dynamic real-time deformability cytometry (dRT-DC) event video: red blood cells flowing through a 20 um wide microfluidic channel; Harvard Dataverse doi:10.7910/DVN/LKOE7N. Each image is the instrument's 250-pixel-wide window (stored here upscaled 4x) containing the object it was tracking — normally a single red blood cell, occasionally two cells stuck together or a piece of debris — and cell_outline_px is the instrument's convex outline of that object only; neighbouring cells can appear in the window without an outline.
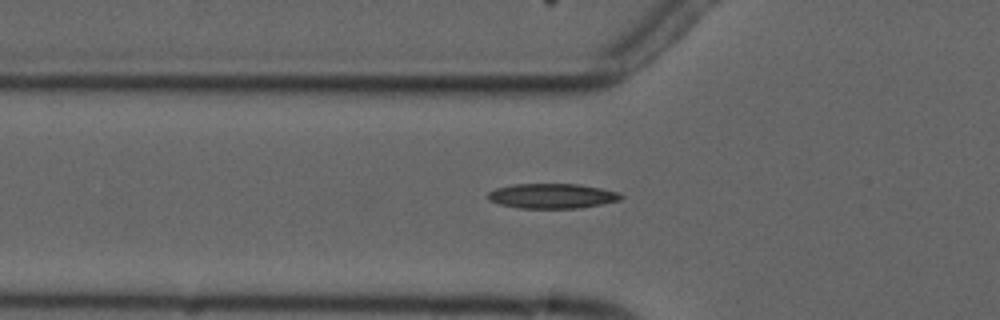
{"species": "common noctule bat (a hibernating species)", "species_latin": "Nyctalus noctula", "temperature_condition": "cold", "stored_images_in_passage": 6, "camera_frame_rate_fps": 3000, "um_per_image_px": 0.085, "animal": {"sex": "male", "forearm_length_mm": 52.5}, "frame": {"image": 1, "passage_image": 6, "time_ms": 8.667, "image_size_px": [1000, 320], "cell_outline_px": [[624, 196], [620, 200], [580, 208], [520, 208], [500, 204], [488, 200], [488, 192], [496, 188], [512, 184], [580, 184], [620, 192]], "centroid_in_image_um": [46.94, 16.65], "position_along_channel_um": 78.9, "area_um2": 19.31}}